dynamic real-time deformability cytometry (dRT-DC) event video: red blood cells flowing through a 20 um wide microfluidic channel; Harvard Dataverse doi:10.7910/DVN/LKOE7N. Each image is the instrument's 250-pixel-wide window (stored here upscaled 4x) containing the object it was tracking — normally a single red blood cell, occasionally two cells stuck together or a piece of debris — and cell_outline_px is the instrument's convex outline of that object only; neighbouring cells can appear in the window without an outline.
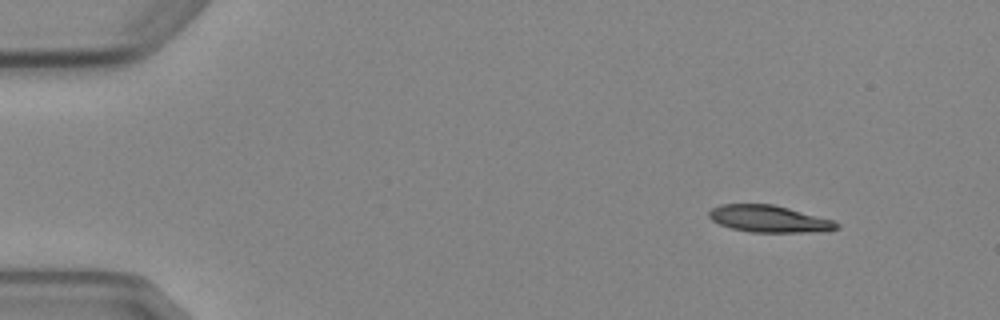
{"species": "Egyptian fruit bat (a non-hibernating species)", "species_latin": "Rousettus aegyptiacus", "temperature_condition": "cold", "stored_images_in_passage": 5, "camera_frame_rate_fps": 3000, "um_per_image_px": 0.085, "animal": {"sex": "female"}, "frame": {"image": 1, "passage_image": 1, "time_ms": 0.0, "image_size_px": [1000, 320], "cell_outline_px": [[840, 228], [828, 232], [752, 232], [732, 228], [720, 224], [712, 220], [708, 216], [708, 212], [712, 208], [720, 204], [772, 204], [788, 208], [832, 220], [840, 224]], "centroid_in_image_um": [65.4, 18.61], "position_along_channel_um": 19.6, "area_um2": 20.0}}
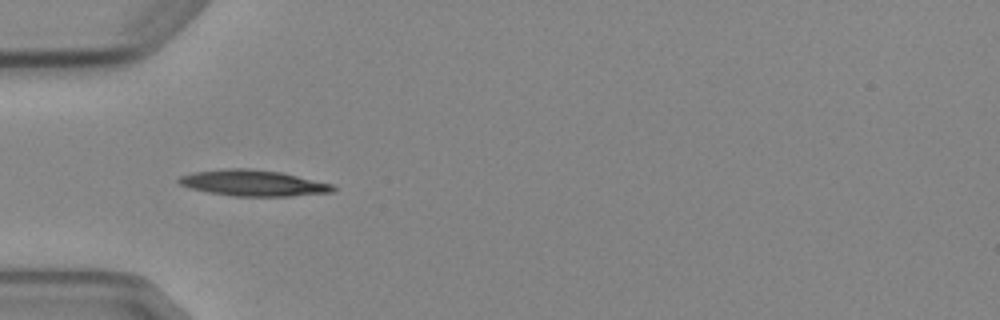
{"frame": {"image": 2, "passage_image": 4, "time_ms": 3.667, "image_size_px": [1000, 320], "cell_outline_px": [[336, 188], [332, 192], [288, 196], [232, 196], [208, 192], [188, 188], [180, 184], [176, 180], [180, 176], [192, 172], [228, 168], [248, 168], [280, 172], [332, 184]], "centroid_in_image_um": [21.46, 15.55], "position_along_channel_um": 63.5, "area_um2": 23.29}}
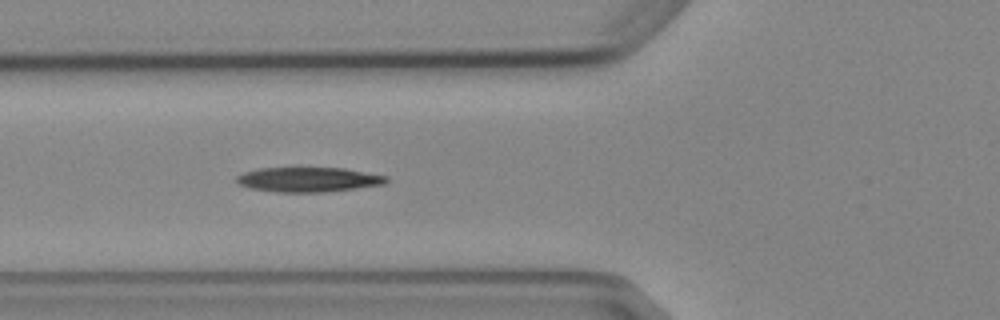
{"frame": {"image": 3, "passage_image": 5, "time_ms": 4.667, "image_size_px": [1000, 320], "cell_outline_px": [[388, 180], [384, 184], [328, 192], [276, 192], [252, 188], [240, 184], [236, 180], [236, 176], [244, 172], [260, 168], [344, 168], [388, 176]], "centroid_in_image_um": [26.23, 15.26], "position_along_channel_um": 99.6, "area_um2": 21.44}}